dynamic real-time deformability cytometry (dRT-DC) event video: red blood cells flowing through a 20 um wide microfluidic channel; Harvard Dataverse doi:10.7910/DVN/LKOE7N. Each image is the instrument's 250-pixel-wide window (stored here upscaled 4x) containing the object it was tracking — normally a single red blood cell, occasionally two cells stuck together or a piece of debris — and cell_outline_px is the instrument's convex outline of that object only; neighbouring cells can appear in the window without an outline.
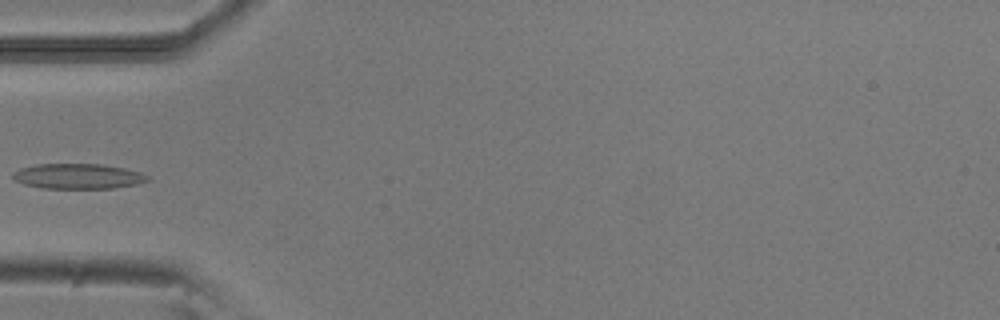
{"species": "common noctule bat (a hibernating species)", "species_latin": "Nyctalus noctula", "temperature_condition": "room temperature", "stored_images_in_passage": 5, "camera_frame_rate_fps": 3000, "um_per_image_px": 0.085, "animal": {"sex": "male", "body_mass_g": 20.5, "forearm_length_mm": 52.5}, "frame": {"image": 1, "passage_image": 4, "time_ms": 1.0, "image_size_px": [1000, 320], "cell_outline_px": [[152, 180], [136, 184], [112, 188], [44, 188], [24, 184], [16, 180], [12, 176], [12, 172], [20, 168], [36, 164], [100, 164], [124, 168], [140, 172], [148, 176]], "centroid_in_image_um": [6.63, 14.97], "position_along_channel_um": 78.4, "area_um2": 19.71}}
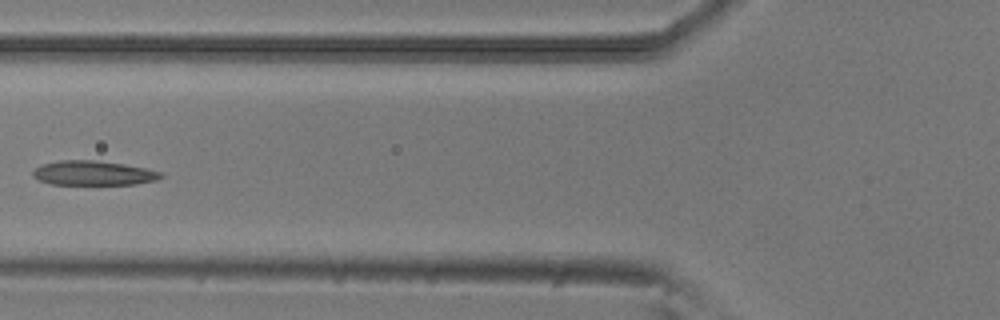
{"frame": {"image": 2, "passage_image": 5, "time_ms": 1.333, "image_size_px": [1000, 320], "cell_outline_px": [[164, 176], [156, 180], [136, 184], [52, 184], [40, 180], [32, 176], [32, 172], [40, 164], [60, 160], [96, 160], [124, 164], [164, 172]], "centroid_in_image_um": [7.95, 14.7], "position_along_channel_um": 117.9, "area_um2": 18.26}}